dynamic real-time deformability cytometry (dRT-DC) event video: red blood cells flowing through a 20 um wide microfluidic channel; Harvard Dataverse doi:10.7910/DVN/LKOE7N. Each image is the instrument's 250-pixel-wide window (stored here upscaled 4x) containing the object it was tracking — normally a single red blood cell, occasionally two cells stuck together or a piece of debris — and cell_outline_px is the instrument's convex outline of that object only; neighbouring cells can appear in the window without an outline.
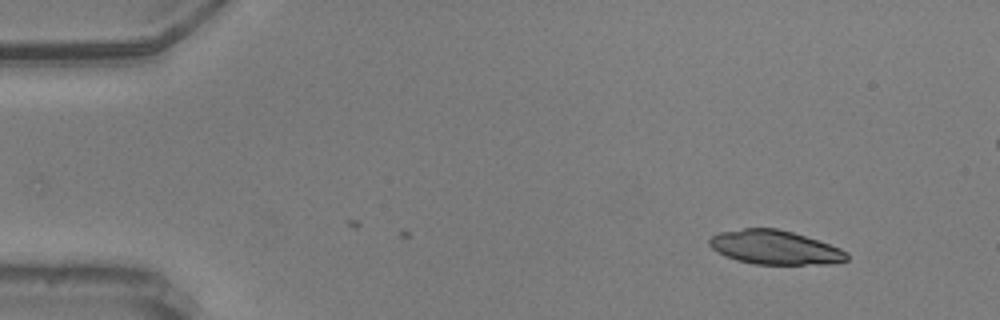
{"species": "common noctule bat (a hibernating species)", "species_latin": "Nyctalus noctula", "temperature_condition": "warm", "stored_images_in_passage": 43, "camera_frame_rate_fps": 3000, "um_per_image_px": 0.085, "animal": {"sex": "male", "body_mass_g": 20.5, "forearm_length_mm": 52.5}, "frame": {"image": 1, "passage_image": 1, "time_ms": 0.0, "image_size_px": [1000, 320], "cell_outline_px": [[848, 260], [828, 264], [756, 264], [736, 260], [724, 256], [712, 248], [708, 244], [708, 240], [712, 236], [720, 232], [744, 228], [776, 228], [792, 232], [840, 248], [848, 252]], "centroid_in_image_um": [65.84, 21.03], "position_along_channel_um": 19.2, "area_um2": 27.11}}